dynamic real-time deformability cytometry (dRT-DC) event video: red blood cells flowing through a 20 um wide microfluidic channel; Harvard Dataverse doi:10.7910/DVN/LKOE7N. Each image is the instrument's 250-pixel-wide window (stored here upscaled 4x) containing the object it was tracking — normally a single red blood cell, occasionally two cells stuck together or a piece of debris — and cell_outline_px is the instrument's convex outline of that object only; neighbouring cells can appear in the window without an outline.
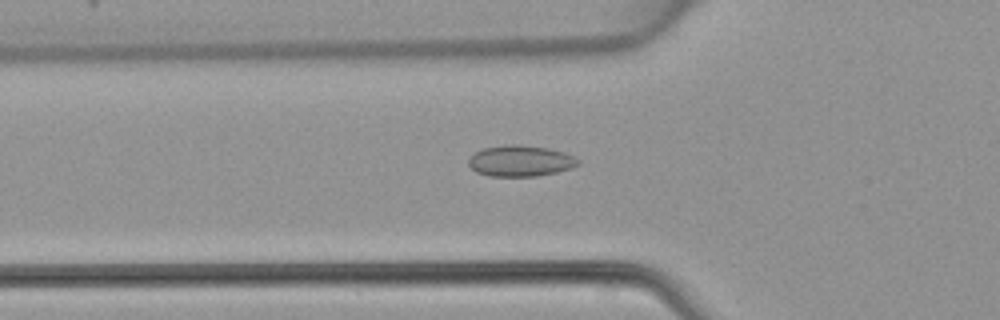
{"species": "common noctule bat (a hibernating species)", "species_latin": "Nyctalus noctula", "temperature_condition": "warm", "stored_images_in_passage": 48, "camera_frame_rate_fps": 3000, "um_per_image_px": 0.085, "animal": {"sex": "female", "body_mass_g": 22.7, "forearm_length_mm": 54.2}, "frame": {"image": 1, "passage_image": 17, "time_ms": 5.333, "image_size_px": [1000, 320], "cell_outline_px": [[580, 164], [572, 168], [556, 172], [536, 176], [488, 176], [476, 172], [468, 164], [468, 160], [476, 152], [484, 148], [504, 144], [516, 144], [548, 148], [564, 152], [580, 160]], "centroid_in_image_um": [44.24, 13.67], "position_along_channel_um": 81.6, "area_um2": 19.83}}
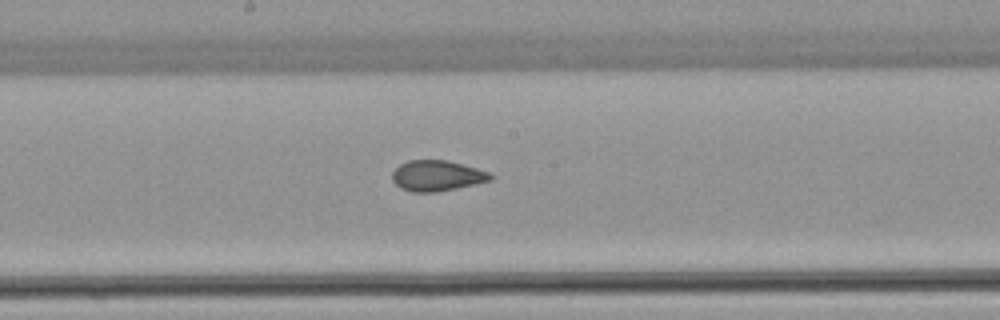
{"frame": {"image": 2, "passage_image": 26, "time_ms": 8.333, "image_size_px": [1000, 320], "cell_outline_px": [[492, 180], [456, 188], [436, 192], [412, 192], [400, 188], [392, 180], [392, 172], [400, 164], [408, 160], [448, 160], [476, 168], [488, 172], [492, 176]], "centroid_in_image_um": [37.11, 14.93], "position_along_channel_um": 211.1, "area_um2": 17.46}}
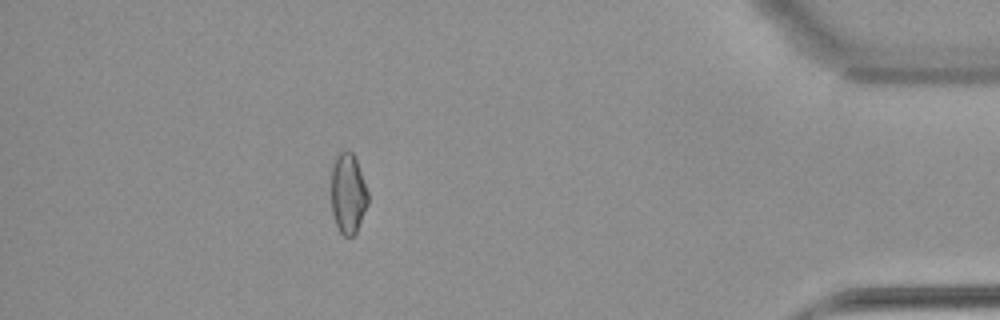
{"frame": {"image": 3, "passage_image": 43, "time_ms": 14.0, "image_size_px": [1000, 320], "cell_outline_px": [[368, 204], [356, 232], [352, 236], [344, 236], [340, 232], [336, 224], [332, 212], [332, 168], [336, 156], [340, 152], [348, 148], [352, 152], [356, 160], [368, 192]], "centroid_in_image_um": [29.59, 16.44], "position_along_channel_um": 405.6, "area_um2": 17.05}}